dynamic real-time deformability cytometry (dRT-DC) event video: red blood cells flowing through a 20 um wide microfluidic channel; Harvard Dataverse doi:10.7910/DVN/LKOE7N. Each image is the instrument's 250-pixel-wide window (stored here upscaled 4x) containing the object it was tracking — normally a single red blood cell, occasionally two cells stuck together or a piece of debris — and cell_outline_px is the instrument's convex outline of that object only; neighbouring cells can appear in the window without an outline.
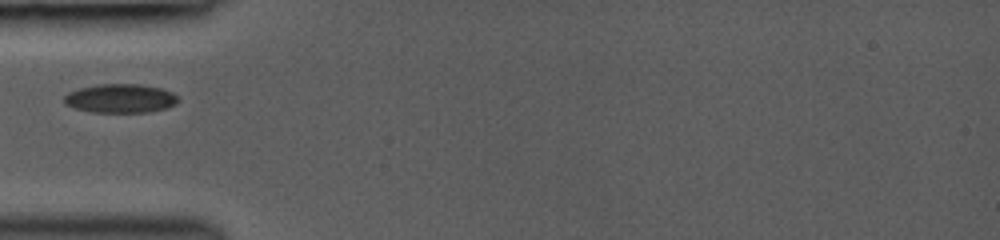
{"species": "common noctule bat (a hibernating species)", "species_latin": "Nyctalus noctula", "temperature_condition": "room temperature", "stored_images_in_passage": 12, "camera_frame_rate_fps": 3000, "um_per_image_px": 0.085, "animal": {"sex": "female", "body_mass_g": 19.0, "forearm_length_mm": 53.3}, "frame": {"image": 1, "passage_image": 4, "time_ms": 2.333, "image_size_px": [1000, 240], "cell_outline_px": [[180, 100], [176, 104], [164, 108], [148, 112], [92, 112], [76, 108], [64, 104], [64, 96], [68, 92], [80, 88], [96, 84], [140, 84], [160, 88], [172, 92]], "centroid_in_image_um": [10.22, 8.36], "position_along_channel_um": 74.8, "area_um2": 19.13}}
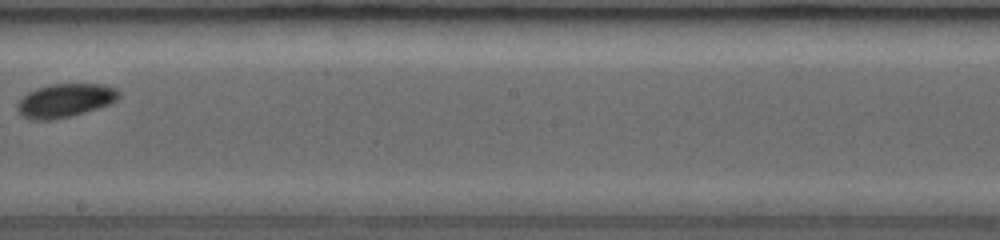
{"frame": {"image": 2, "passage_image": 9, "time_ms": 6.333, "image_size_px": [1000, 240], "cell_outline_px": [[120, 96], [116, 100], [108, 104], [72, 116], [52, 120], [32, 120], [24, 116], [16, 108], [16, 104], [28, 92], [36, 88], [52, 84], [104, 84], [116, 88], [120, 92]], "centroid_in_image_um": [5.54, 8.53], "position_along_channel_um": 242.7, "area_um2": 19.77}}